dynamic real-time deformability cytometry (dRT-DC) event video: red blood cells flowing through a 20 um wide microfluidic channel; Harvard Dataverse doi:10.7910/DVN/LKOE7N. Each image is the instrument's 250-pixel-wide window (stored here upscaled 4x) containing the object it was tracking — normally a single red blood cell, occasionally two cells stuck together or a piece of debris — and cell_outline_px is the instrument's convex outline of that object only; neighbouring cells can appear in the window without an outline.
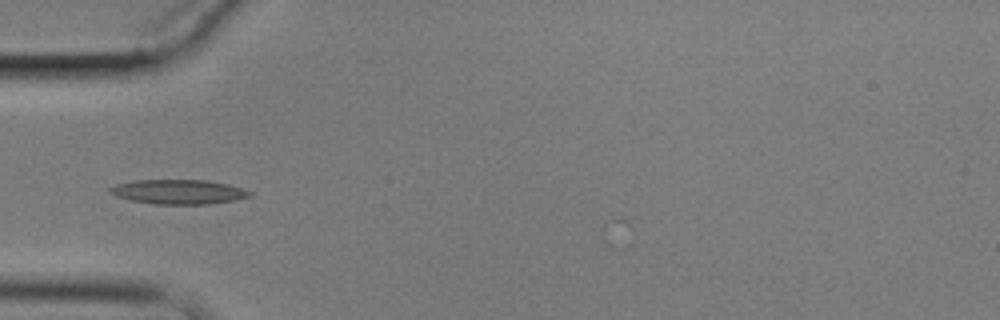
{"species": "common noctule bat (a hibernating species)", "species_latin": "Nyctalus noctula", "temperature_condition": "cold", "stored_images_in_passage": 4, "camera_frame_rate_fps": 3000, "um_per_image_px": 0.085, "animal": {"sex": "male", "body_mass_g": 17.9}, "frame": {"image": 1, "passage_image": 3, "time_ms": 2.0, "image_size_px": [1000, 320], "cell_outline_px": [[252, 196], [236, 200], [208, 204], [156, 204], [132, 200], [116, 196], [108, 192], [108, 188], [116, 184], [136, 180], [204, 180], [228, 184], [252, 192]], "centroid_in_image_um": [15.17, 16.3], "position_along_channel_um": 69.8, "area_um2": 19.88}}
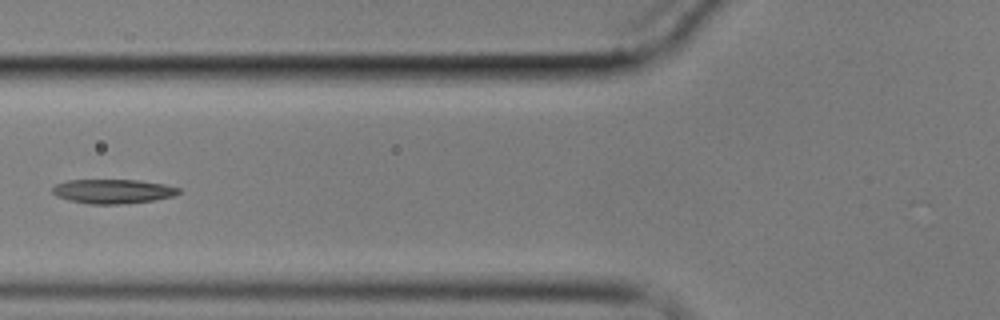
{"frame": {"image": 2, "passage_image": 4, "time_ms": 3.333, "image_size_px": [1000, 320], "cell_outline_px": [[180, 192], [172, 196], [156, 200], [116, 204], [88, 204], [68, 200], [56, 196], [52, 192], [52, 188], [56, 184], [68, 180], [140, 180], [164, 184], [180, 188]], "centroid_in_image_um": [9.58, 16.26], "position_along_channel_um": 116.2, "area_um2": 17.86}}